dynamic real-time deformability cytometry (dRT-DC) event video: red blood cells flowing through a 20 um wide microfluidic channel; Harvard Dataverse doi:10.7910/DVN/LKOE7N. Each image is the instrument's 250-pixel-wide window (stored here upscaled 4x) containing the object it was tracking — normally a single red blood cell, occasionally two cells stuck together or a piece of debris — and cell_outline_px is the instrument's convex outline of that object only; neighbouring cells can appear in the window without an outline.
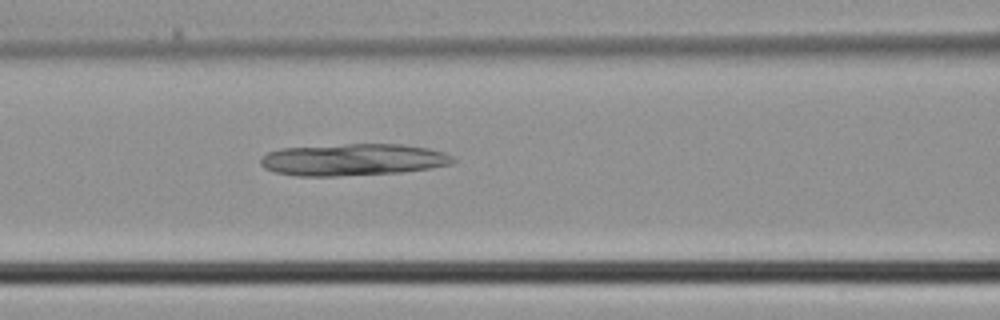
{"species": "common noctule bat (a hibernating species)", "species_latin": "Nyctalus noctula", "temperature_condition": "cold", "stored_images_in_passage": 4, "camera_frame_rate_fps": 3000, "um_per_image_px": 0.085, "animal": {"sex": "male", "body_mass_g": 21.5, "forearm_length_mm": 52.0}, "frame": {"image": 1, "passage_image": 4, "time_ms": 1.0, "image_size_px": [1000, 320], "cell_outline_px": [[456, 160], [452, 164], [428, 168], [400, 172], [336, 176], [296, 176], [276, 172], [264, 168], [260, 164], [260, 160], [268, 152], [280, 148], [344, 144], [400, 144], [428, 148], [444, 152], [452, 156]], "centroid_in_image_um": [29.99, 13.57], "position_along_channel_um": 136.6, "area_um2": 35.72}}